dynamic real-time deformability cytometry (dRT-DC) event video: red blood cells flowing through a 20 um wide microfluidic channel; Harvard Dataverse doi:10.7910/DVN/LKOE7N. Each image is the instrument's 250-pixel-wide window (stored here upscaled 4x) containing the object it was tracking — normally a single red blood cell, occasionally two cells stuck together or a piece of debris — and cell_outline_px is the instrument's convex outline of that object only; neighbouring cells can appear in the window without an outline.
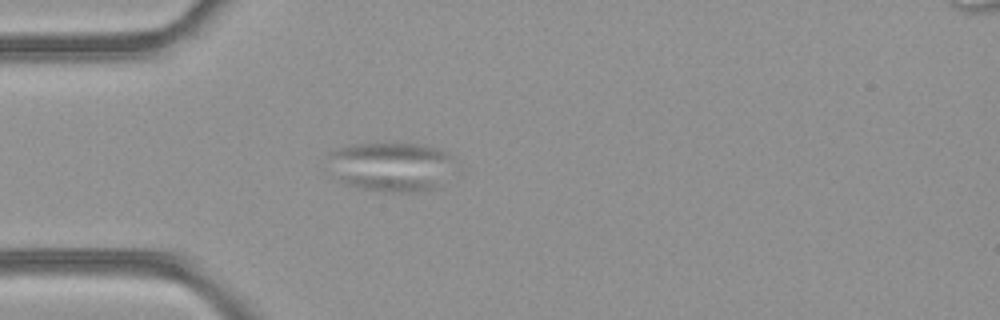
{"species": "common noctule bat (a hibernating species)", "species_latin": "Nyctalus noctula", "temperature_condition": "room temperature", "stored_images_in_passage": 52, "camera_frame_rate_fps": 3000, "um_per_image_px": 0.085, "animal": {"sex": "female", "body_mass_g": 21.9}, "frame": {"image": 1, "passage_image": 16, "time_ms": 5.0, "image_size_px": [1000, 320], "cell_outline_px": [[448, 156], [440, 188], [420, 192], [388, 192], [364, 188], [344, 184], [336, 180], [332, 176], [332, 148], [348, 144], [424, 144], [436, 148], [444, 152]], "centroid_in_image_um": [33.11, 14.18], "position_along_channel_um": 51.9, "area_um2": 35.55}}
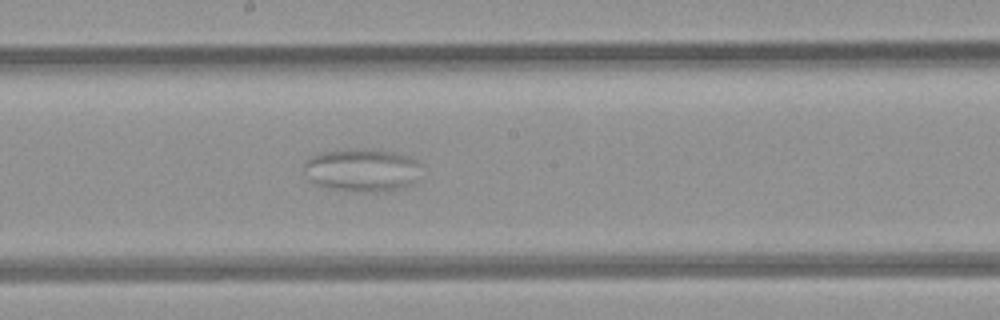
{"frame": {"image": 2, "passage_image": 29, "time_ms": 9.333, "image_size_px": [1000, 320], "cell_outline_px": [[420, 164], [412, 184], [404, 188], [388, 192], [356, 192], [328, 188], [316, 184], [312, 180], [304, 168], [304, 160], [308, 156], [316, 152], [348, 148], [380, 148], [408, 156], [416, 160]], "centroid_in_image_um": [30.74, 14.43], "position_along_channel_um": 217.5, "area_um2": 30.11}}
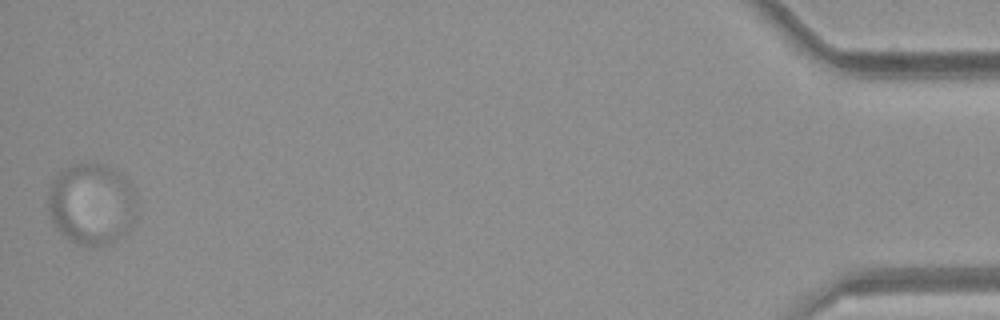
{"frame": {"image": 3, "passage_image": 52, "time_ms": 17.0, "image_size_px": [1000, 320], "cell_outline_px": [[140, 200], [136, 216], [128, 232], [124, 236], [108, 244], [80, 244], [72, 240], [60, 232], [56, 228], [52, 220], [48, 208], [48, 192], [56, 176], [64, 168], [72, 164], [104, 164], [120, 172], [124, 176], [136, 192]], "centroid_in_image_um": [7.86, 17.32], "position_along_channel_um": 427.3, "area_um2": 42.43}}